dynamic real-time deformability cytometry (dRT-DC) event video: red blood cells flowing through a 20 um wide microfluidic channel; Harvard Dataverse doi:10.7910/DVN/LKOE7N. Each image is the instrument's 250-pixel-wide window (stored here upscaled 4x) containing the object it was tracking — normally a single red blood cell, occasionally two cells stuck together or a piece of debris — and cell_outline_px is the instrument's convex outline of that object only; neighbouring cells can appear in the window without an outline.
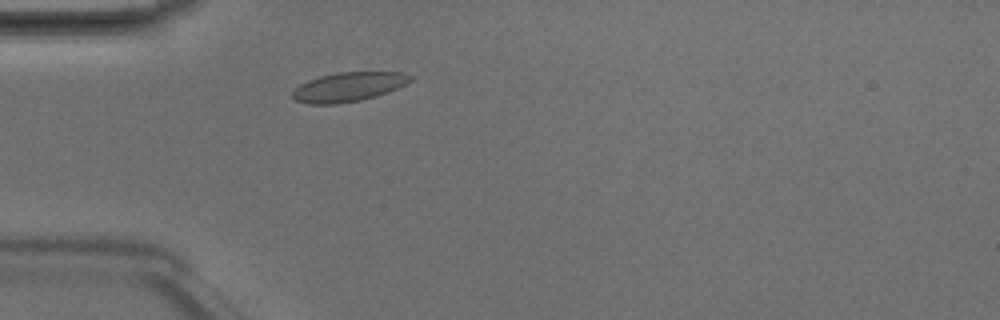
{"species": "Egyptian fruit bat (a non-hibernating species)", "species_latin": "Rousettus aegyptiacus", "temperature_condition": "room temperature", "stored_images_in_passage": 1, "camera_frame_rate_fps": 3000, "um_per_image_px": 0.085, "animal": {"sex": "male"}, "frame": {"image": 1, "passage_image": 1, "time_ms": 0.0, "image_size_px": [1000, 320], "cell_outline_px": [[412, 80], [388, 92], [376, 96], [360, 100], [336, 104], [308, 104], [296, 100], [292, 96], [292, 92], [300, 84], [308, 80], [320, 76], [336, 72], [404, 72], [412, 76]], "centroid_in_image_um": [29.61, 7.38], "position_along_channel_um": 55.4, "area_um2": 20.0}}